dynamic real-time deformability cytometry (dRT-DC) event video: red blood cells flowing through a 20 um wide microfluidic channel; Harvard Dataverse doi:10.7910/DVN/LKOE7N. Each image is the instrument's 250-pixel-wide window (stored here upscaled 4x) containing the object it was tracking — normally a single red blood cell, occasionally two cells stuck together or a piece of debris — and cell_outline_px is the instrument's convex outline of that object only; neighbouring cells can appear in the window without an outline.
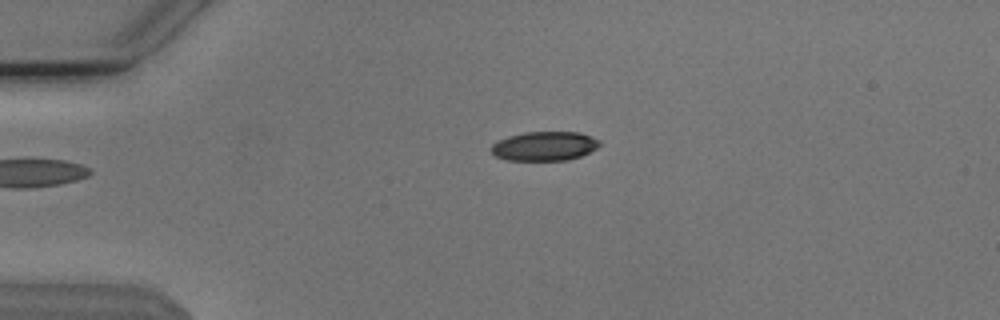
{"species": "Egyptian fruit bat (a non-hibernating species)", "species_latin": "Rousettus aegyptiacus", "temperature_condition": "cold", "stored_images_in_passage": 41, "camera_frame_rate_fps": 3000, "um_per_image_px": 0.085, "animal": {"sex": "male"}, "frame": {"image": 1, "passage_image": 1, "time_ms": 0.0, "image_size_px": [1000, 320], "cell_outline_px": [[600, 144], [596, 148], [580, 156], [568, 160], [508, 160], [496, 156], [488, 148], [492, 144], [508, 136], [524, 132], [580, 132], [592, 136], [600, 140]], "centroid_in_image_um": [46.28, 12.41], "position_along_channel_um": 38.7, "area_um2": 18.44}}
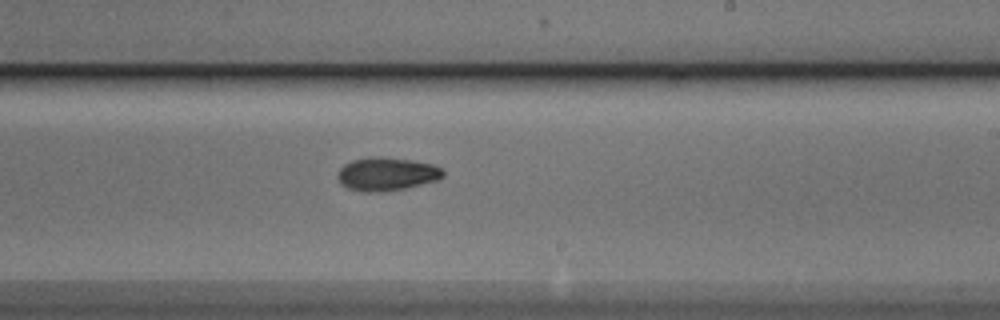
{"frame": {"image": 2, "passage_image": 21, "time_ms": 6.667, "image_size_px": [1000, 320], "cell_outline_px": [[444, 176], [436, 180], [404, 188], [384, 192], [360, 192], [348, 188], [340, 184], [336, 176], [336, 172], [344, 164], [352, 160], [368, 156], [380, 156], [412, 160], [432, 164], [440, 168], [444, 172]], "centroid_in_image_um": [32.79, 14.78], "position_along_channel_um": 256.2, "area_um2": 20.69}}
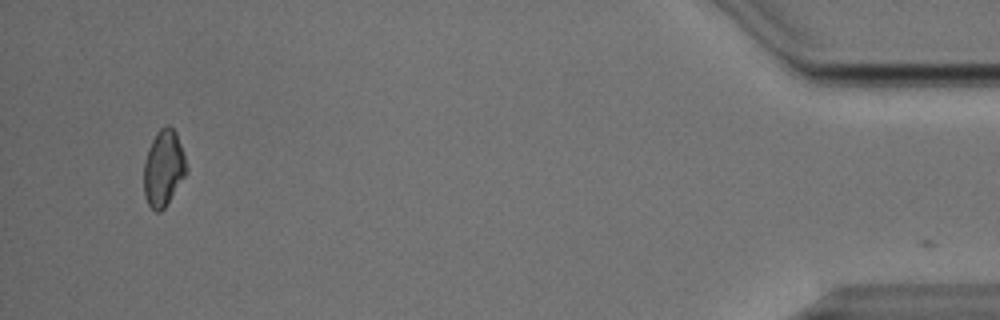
{"frame": {"image": 3, "passage_image": 40, "time_ms": 13.0, "image_size_px": [1000, 320], "cell_outline_px": [[188, 172], [164, 208], [160, 212], [156, 212], [148, 204], [144, 196], [144, 160], [148, 148], [156, 132], [160, 128], [168, 124], [176, 132], [188, 168]], "centroid_in_image_um": [13.9, 14.29], "position_along_channel_um": 421.3, "area_um2": 18.96}, "authors_computed_cell_mechanics": {"area_um2": 19.7098, "velocity_mm_per_s": 3.8154, "shape_relaxation_time_tau1_ms": 4.3667, "shape_relaxation_time_tau2_ms": null, "deformation_change_tau1": 0.122, "deformation_change_tau2": null}}